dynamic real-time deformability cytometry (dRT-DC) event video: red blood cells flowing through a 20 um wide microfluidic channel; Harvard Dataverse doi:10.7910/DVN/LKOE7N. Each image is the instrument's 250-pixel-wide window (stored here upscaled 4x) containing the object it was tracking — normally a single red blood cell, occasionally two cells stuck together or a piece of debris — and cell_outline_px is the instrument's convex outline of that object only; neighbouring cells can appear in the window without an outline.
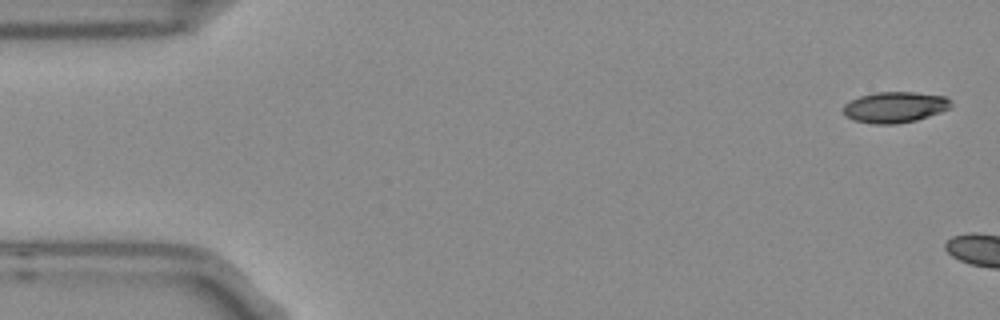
{"species": "Egyptian fruit bat (a non-hibernating species)", "species_latin": "Rousettus aegyptiacus", "temperature_condition": "room temperature", "stored_images_in_passage": 2, "camera_frame_rate_fps": 3000, "um_per_image_px": 0.085, "frame": {"image": 1, "passage_image": 1, "time_ms": 0.0, "image_size_px": [1000, 320], "cell_outline_px": [[952, 104], [948, 108], [940, 112], [916, 120], [896, 124], [872, 124], [852, 120], [844, 116], [844, 104], [860, 96], [876, 92], [916, 92], [944, 96], [952, 100]], "centroid_in_image_um": [76.05, 9.11], "position_along_channel_um": 9.0, "area_um2": 19.42}}